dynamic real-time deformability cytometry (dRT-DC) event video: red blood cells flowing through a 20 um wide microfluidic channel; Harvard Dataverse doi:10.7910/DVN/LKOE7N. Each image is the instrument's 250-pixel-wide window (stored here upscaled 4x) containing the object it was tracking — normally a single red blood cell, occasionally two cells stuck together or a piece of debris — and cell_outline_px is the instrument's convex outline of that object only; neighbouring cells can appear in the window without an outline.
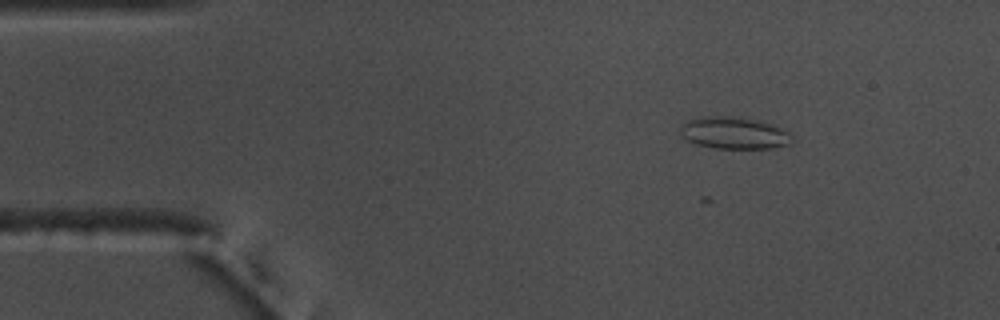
{"species": "common noctule bat (a hibernating species)", "species_latin": "Nyctalus noctula", "temperature_condition": "warm", "stored_images_in_passage": 50, "camera_frame_rate_fps": 3000, "um_per_image_px": 0.085, "animal": {"sex": "male", "body_mass_g": 17.5, "forearm_length_mm": 52.3}, "frame": {"image": 1, "passage_image": 3, "time_ms": 0.667, "image_size_px": [1000, 320], "cell_outline_px": [[792, 140], [788, 144], [776, 148], [716, 148], [696, 144], [680, 136], [680, 128], [688, 120], [700, 116], [744, 116], [772, 124], [788, 132]], "centroid_in_image_um": [62.37, 11.28], "position_along_channel_um": 22.6, "area_um2": 20.92}}
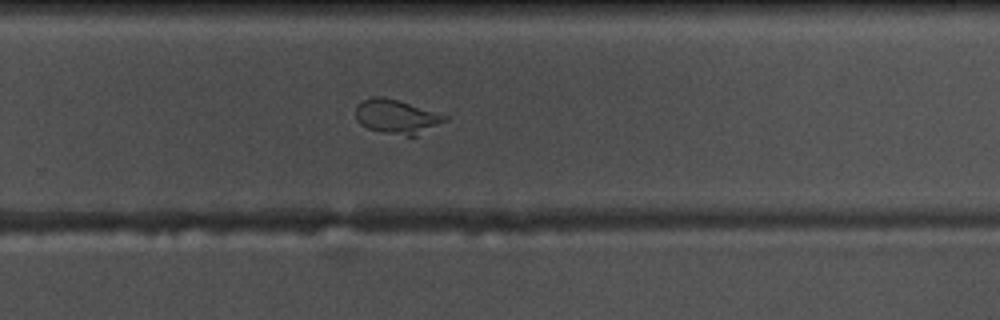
{"frame": {"image": 2, "passage_image": 31, "time_ms": 10.0, "image_size_px": [1000, 320], "cell_outline_px": [[448, 120], [416, 136], [408, 136], [380, 132], [368, 128], [360, 124], [356, 120], [356, 104], [372, 96], [384, 96], [448, 116]], "centroid_in_image_um": [33.69, 9.92], "position_along_channel_um": 296.1, "area_um2": 17.74}}
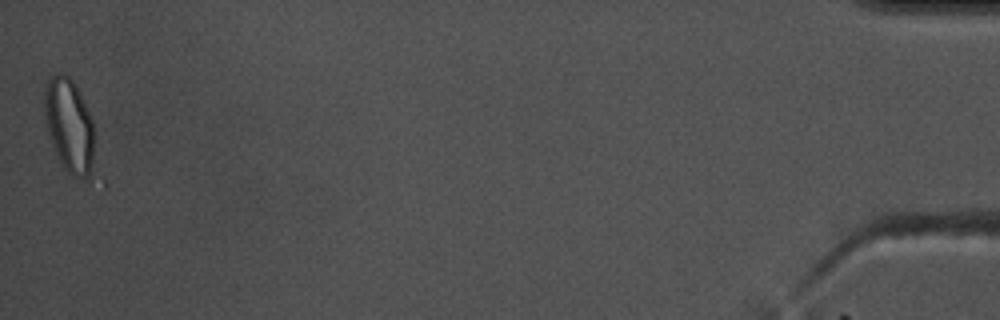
{"frame": {"image": 3, "passage_image": 50, "time_ms": 16.333, "image_size_px": [1000, 320], "cell_outline_px": [[104, 188], [88, 184], [68, 172], [64, 168], [56, 152], [48, 128], [44, 112], [44, 84], [56, 72], [60, 72], [68, 76], [76, 84], [80, 92], [92, 120], [104, 176]], "centroid_in_image_um": [6.15, 11.04], "position_along_channel_um": 429.0, "area_um2": 30.63}, "authors_computed_cell_mechanics": {"area_um2": 19.2185, "velocity_mm_per_s": 3.6909, "shape_relaxation_time_tau1_ms": 7.3515, "shape_relaxation_time_tau2_ms": null, "deformation_change_tau1": 0.1524, "deformation_change_tau2": null}}